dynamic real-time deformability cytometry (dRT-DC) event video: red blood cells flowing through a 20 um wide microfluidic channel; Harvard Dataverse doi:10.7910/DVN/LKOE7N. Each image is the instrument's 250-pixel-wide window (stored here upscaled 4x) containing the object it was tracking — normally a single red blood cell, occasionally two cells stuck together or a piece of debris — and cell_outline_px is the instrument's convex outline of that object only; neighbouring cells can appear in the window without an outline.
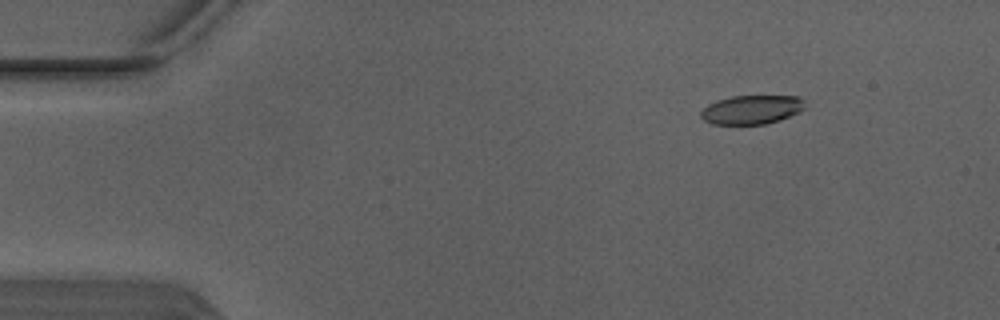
{"species": "Egyptian fruit bat (a non-hibernating species)", "species_latin": "Rousettus aegyptiacus", "temperature_condition": "warm", "stored_images_in_passage": 4, "segment_of_instrument_passage": [2, 2], "camera_frame_rate_fps": 3000, "um_per_image_px": 0.085, "animal": {"sex": "male"}, "frame": {"image": 1, "passage_image": 4, "time_ms": 1.0, "image_size_px": [1000, 320], "cell_outline_px": [[804, 108], [800, 112], [780, 120], [764, 124], [712, 124], [704, 120], [700, 116], [700, 112], [708, 104], [716, 100], [732, 96], [800, 96], [804, 100]], "centroid_in_image_um": [63.89, 9.31], "position_along_channel_um": 21.1, "area_um2": 17.63}}